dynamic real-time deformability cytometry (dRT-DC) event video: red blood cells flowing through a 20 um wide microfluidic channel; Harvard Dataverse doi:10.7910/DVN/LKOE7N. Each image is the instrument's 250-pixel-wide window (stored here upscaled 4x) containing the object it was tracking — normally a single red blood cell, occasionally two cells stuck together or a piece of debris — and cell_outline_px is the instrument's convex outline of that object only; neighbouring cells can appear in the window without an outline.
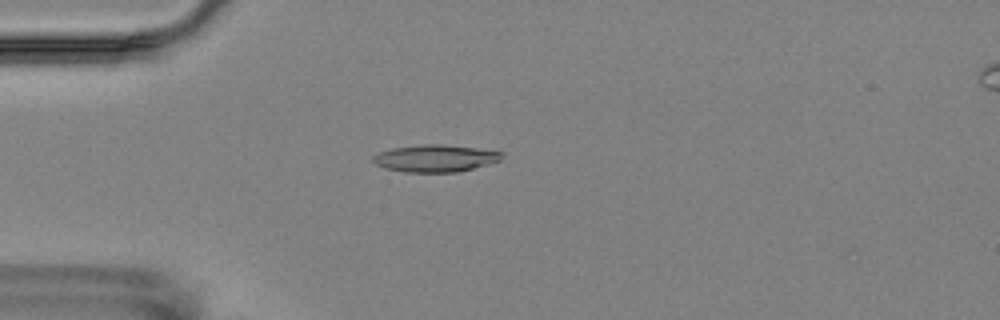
{"species": "Egyptian fruit bat (a non-hibernating species)", "species_latin": "Rousettus aegyptiacus", "temperature_condition": "room temperature", "stored_images_in_passage": 14, "camera_frame_rate_fps": 3000, "um_per_image_px": 0.085, "animal": {"sex": "female"}, "frame": {"image": 1, "passage_image": 2, "time_ms": 1.333, "image_size_px": [1000, 320], "cell_outline_px": [[504, 152], [500, 160], [488, 164], [456, 172], [404, 172], [384, 168], [376, 164], [372, 160], [372, 156], [380, 152], [392, 148], [424, 144], [440, 144], [476, 148]], "centroid_in_image_um": [36.97, 13.45], "position_along_channel_um": 48.0, "area_um2": 20.23}}
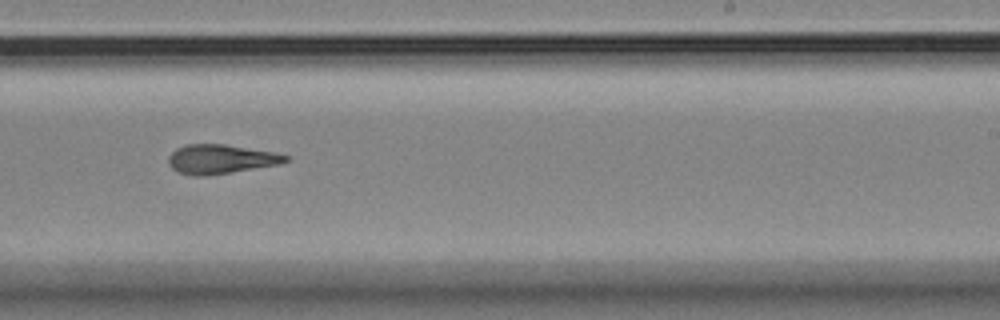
{"frame": {"image": 2, "passage_image": 8, "time_ms": 8.0, "image_size_px": [1000, 320], "cell_outline_px": [[288, 160], [280, 164], [208, 176], [192, 176], [176, 172], [168, 164], [168, 156], [176, 148], [188, 144], [224, 144], [276, 152], [288, 156]], "centroid_in_image_um": [18.73, 13.53], "position_along_channel_um": 270.3, "area_um2": 20.11}}
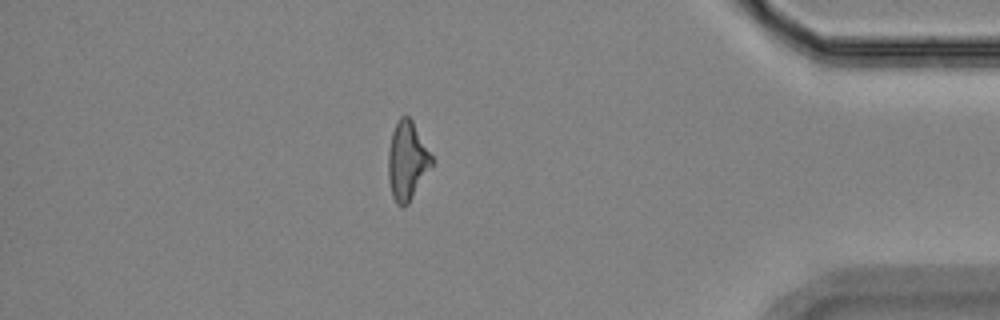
{"frame": {"image": 3, "passage_image": 12, "time_ms": 12.667, "image_size_px": [1000, 320], "cell_outline_px": [[432, 164], [408, 204], [404, 208], [396, 204], [392, 196], [388, 180], [388, 152], [392, 132], [400, 116], [408, 116], [412, 120], [432, 156]], "centroid_in_image_um": [34.58, 13.69], "position_along_channel_um": 400.6, "area_um2": 19.65}, "authors_computed_cell_mechanics": {"area_um2": 20.1144, "velocity_mm_per_s": 3.5398, "shape_relaxation_time_tau1_ms": null, "shape_relaxation_time_tau2_ms": 4.1374, "deformation_change_tau1": null, "deformation_change_tau2": 0.1348}}